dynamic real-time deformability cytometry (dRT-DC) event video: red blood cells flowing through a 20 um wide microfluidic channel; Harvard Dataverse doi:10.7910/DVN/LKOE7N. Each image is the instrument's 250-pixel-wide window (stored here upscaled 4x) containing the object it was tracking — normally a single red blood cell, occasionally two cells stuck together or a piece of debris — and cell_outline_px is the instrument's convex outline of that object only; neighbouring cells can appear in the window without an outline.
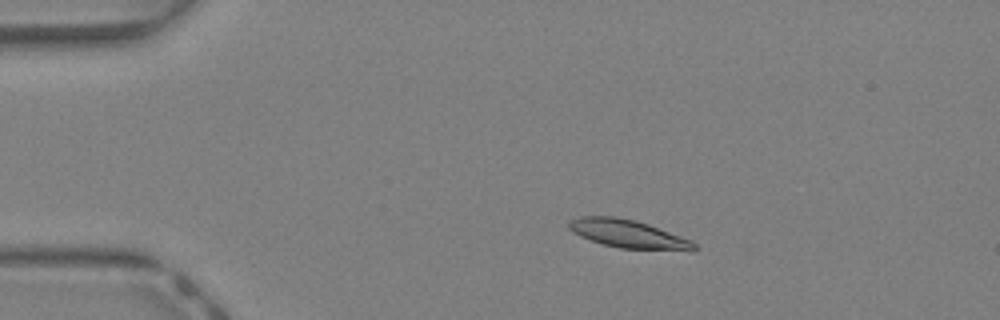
{"species": "Egyptian fruit bat (a non-hibernating species)", "species_latin": "Rousettus aegyptiacus", "temperature_condition": "warm", "stored_images_in_passage": 43, "camera_frame_rate_fps": 3000, "um_per_image_px": 0.085, "animal": {"sex": "female"}, "frame": {"image": 1, "passage_image": 8, "time_ms": 2.333, "image_size_px": [1000, 320], "cell_outline_px": [[696, 248], [692, 252], [620, 248], [604, 244], [580, 236], [572, 232], [568, 228], [568, 220], [580, 216], [616, 216], [636, 220], [648, 224], [692, 240], [696, 244]], "centroid_in_image_um": [53.43, 19.89], "position_along_channel_um": 31.6, "area_um2": 20.92}}
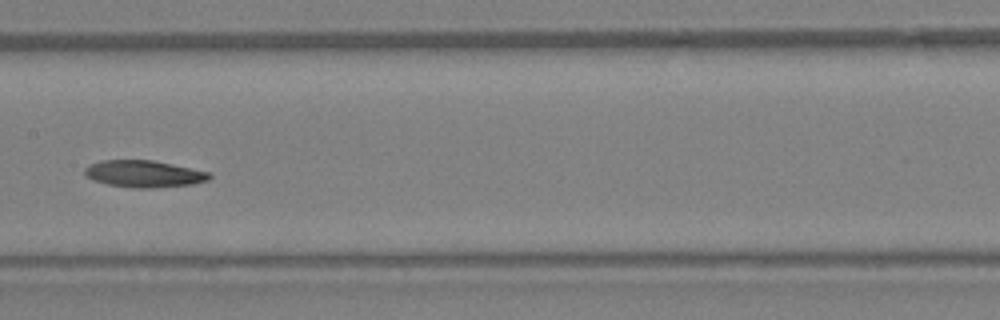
{"frame": {"image": 2, "passage_image": 22, "time_ms": 7.0, "image_size_px": [1000, 320], "cell_outline_px": [[212, 176], [208, 180], [192, 184], [152, 188], [132, 188], [108, 184], [92, 180], [84, 176], [84, 168], [88, 164], [100, 160], [152, 160], [212, 172]], "centroid_in_image_um": [12.21, 14.77], "position_along_channel_um": 195.2, "area_um2": 19.77}}
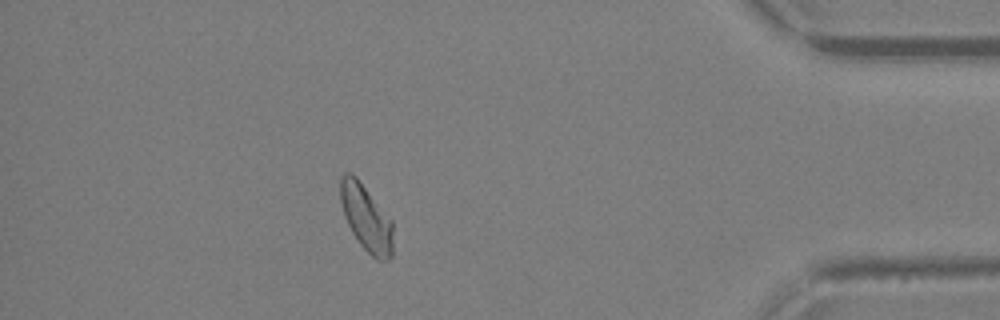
{"frame": {"image": 3, "passage_image": 38, "time_ms": 12.333, "image_size_px": [1000, 320], "cell_outline_px": [[392, 256], [388, 260], [376, 260], [360, 244], [352, 232], [344, 216], [340, 200], [340, 176], [344, 172], [352, 172], [356, 176], [392, 220]], "centroid_in_image_um": [31.11, 18.5], "position_along_channel_um": 404.1, "area_um2": 20.35}}